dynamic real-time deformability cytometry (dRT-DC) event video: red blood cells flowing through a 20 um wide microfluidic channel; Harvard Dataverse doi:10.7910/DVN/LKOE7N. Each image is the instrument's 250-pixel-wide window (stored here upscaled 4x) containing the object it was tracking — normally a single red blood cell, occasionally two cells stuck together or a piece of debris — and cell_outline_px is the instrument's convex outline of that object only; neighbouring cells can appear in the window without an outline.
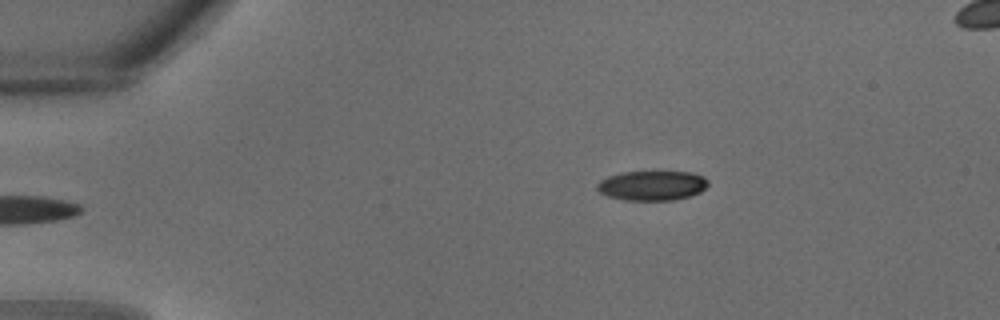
{"species": "common noctule bat (a hibernating species)", "species_latin": "Nyctalus noctula", "temperature_condition": "warm", "stored_images_in_passage": 28, "camera_frame_rate_fps": 3000, "um_per_image_px": 0.085, "animal": {"sex": "male", "body_mass_g": 18.8}, "frame": {"image": 1, "passage_image": 1, "time_ms": 0.0, "image_size_px": [1000, 320], "cell_outline_px": [[708, 184], [700, 192], [692, 196], [672, 200], [624, 200], [608, 196], [600, 192], [596, 188], [596, 184], [600, 180], [608, 176], [624, 172], [692, 172], [704, 176], [708, 180]], "centroid_in_image_um": [55.44, 15.77], "position_along_channel_um": 29.6, "area_um2": 19.25}}
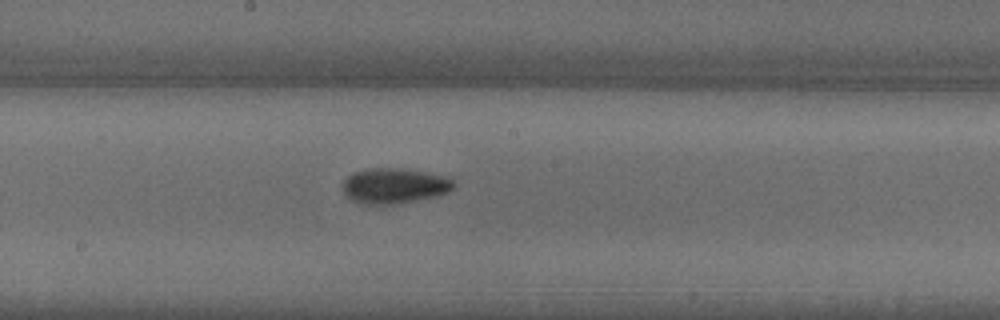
{"frame": {"image": 2, "passage_image": 13, "time_ms": 4.0, "image_size_px": [1000, 320], "cell_outline_px": [[456, 184], [448, 192], [440, 196], [400, 204], [360, 204], [352, 200], [344, 192], [344, 180], [352, 172], [372, 168], [400, 168], [448, 176]], "centroid_in_image_um": [33.56, 15.8], "position_along_channel_um": 214.6, "area_um2": 23.06}}
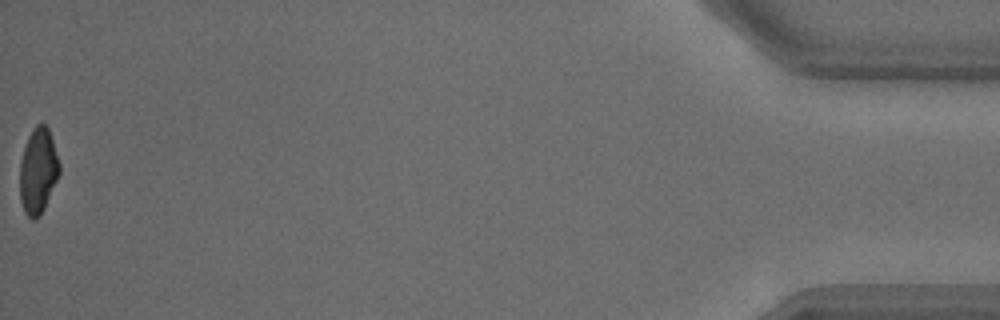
{"frame": {"image": 3, "passage_image": 28, "time_ms": 9.0, "image_size_px": [1000, 320], "cell_outline_px": [[60, 172], [44, 208], [40, 216], [36, 220], [32, 220], [24, 212], [20, 200], [20, 160], [28, 136], [32, 128], [36, 124], [44, 124], [48, 128], [60, 164]], "centroid_in_image_um": [3.22, 14.54], "position_along_channel_um": 432.0, "area_um2": 19.71}}